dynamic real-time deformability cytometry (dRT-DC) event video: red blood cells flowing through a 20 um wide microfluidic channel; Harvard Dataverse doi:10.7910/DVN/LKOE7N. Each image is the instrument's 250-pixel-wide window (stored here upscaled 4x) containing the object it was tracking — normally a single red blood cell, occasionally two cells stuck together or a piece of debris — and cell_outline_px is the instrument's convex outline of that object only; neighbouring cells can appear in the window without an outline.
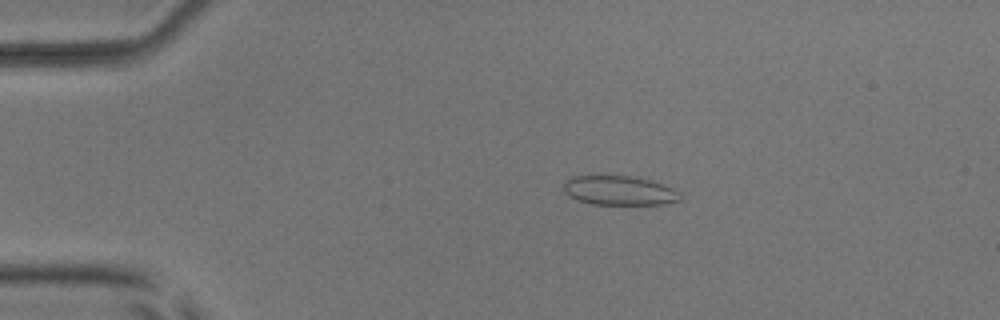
{"species": "common noctule bat (a hibernating species)", "species_latin": "Nyctalus noctula", "temperature_condition": "room temperature", "stored_images_in_passage": 54, "camera_frame_rate_fps": 3000, "um_per_image_px": 0.085, "animal": {"sex": "male", "body_mass_g": 17.9, "forearm_length_mm": 54.2}, "frame": {"image": 1, "passage_image": 11, "time_ms": 3.333, "image_size_px": [1000, 320], "cell_outline_px": [[680, 200], [664, 204], [592, 204], [576, 200], [568, 196], [564, 192], [564, 180], [572, 176], [588, 172], [628, 176], [648, 180], [672, 188], [680, 192]], "centroid_in_image_um": [52.5, 16.15], "position_along_channel_um": 32.5, "area_um2": 20.58}}
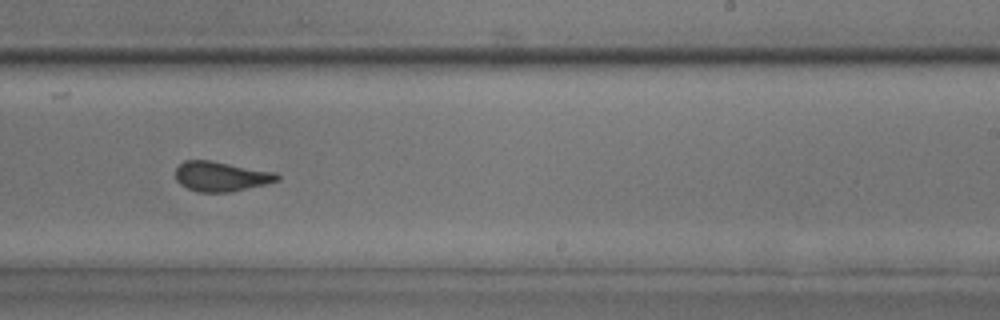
{"frame": {"image": 2, "passage_image": 34, "time_ms": 11.0, "image_size_px": [1000, 320], "cell_outline_px": [[280, 180], [264, 184], [228, 192], [196, 192], [180, 184], [176, 180], [176, 168], [184, 160], [212, 160], [276, 172], [280, 176]], "centroid_in_image_um": [18.78, 14.98], "position_along_channel_um": 270.2, "area_um2": 17.69}}
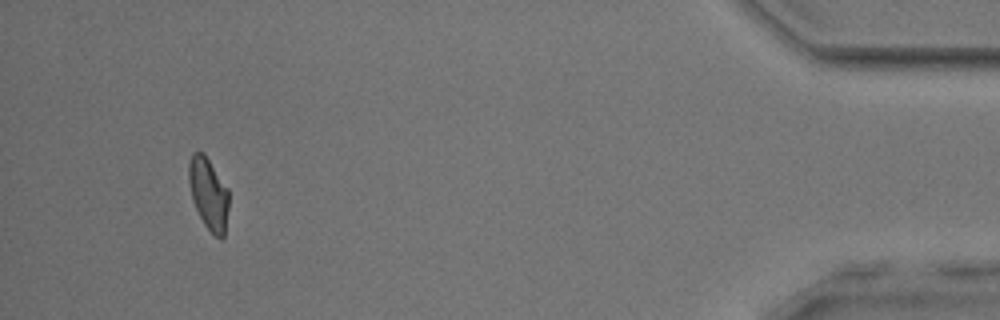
{"frame": {"image": 3, "passage_image": 51, "time_ms": 16.667, "image_size_px": [1000, 320], "cell_outline_px": [[228, 208], [224, 236], [220, 240], [204, 224], [192, 200], [188, 180], [188, 164], [192, 152], [204, 152], [228, 188]], "centroid_in_image_um": [17.71, 16.42], "position_along_channel_um": 417.5, "area_um2": 16.76}, "authors_computed_cell_mechanics": {"area_um2": 18.4093, "velocity_mm_per_s": 3.8124, "shape_relaxation_time_tau1_ms": 8.5209, "shape_relaxation_time_tau2_ms": 0.7191, "deformation_change_tau1": 0.1523, "deformation_change_tau2": 0.0401}}